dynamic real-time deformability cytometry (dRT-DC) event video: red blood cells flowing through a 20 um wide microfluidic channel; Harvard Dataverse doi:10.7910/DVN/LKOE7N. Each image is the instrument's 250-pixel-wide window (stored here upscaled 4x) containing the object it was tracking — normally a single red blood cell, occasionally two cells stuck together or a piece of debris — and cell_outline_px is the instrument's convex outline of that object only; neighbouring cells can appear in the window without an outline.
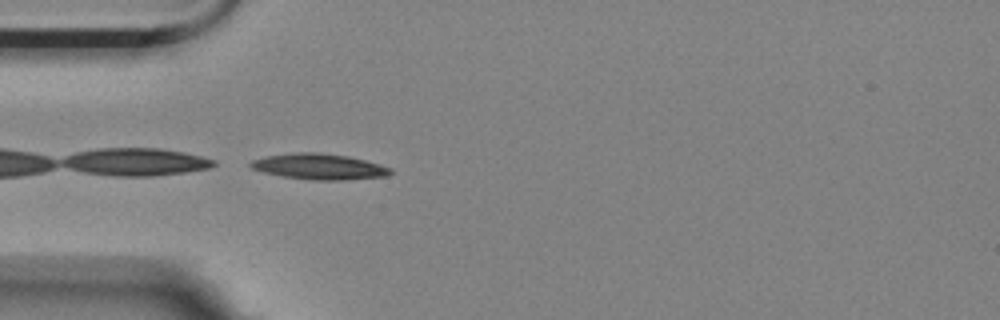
{"species": "Egyptian fruit bat (a non-hibernating species)", "species_latin": "Rousettus aegyptiacus", "temperature_condition": "room temperature", "stored_images_in_passage": 4, "camera_frame_rate_fps": 3000, "um_per_image_px": 0.085, "animal": {"sex": "female"}, "frame": {"image": 1, "passage_image": 4, "time_ms": 1.0, "image_size_px": [1000, 320], "cell_outline_px": [[392, 172], [388, 176], [344, 180], [316, 180], [284, 176], [264, 172], [252, 168], [248, 164], [252, 160], [268, 156], [296, 152], [320, 152], [348, 156], [380, 164], [392, 168]], "centroid_in_image_um": [27.18, 14.15], "position_along_channel_um": 57.8, "area_um2": 20.87}}